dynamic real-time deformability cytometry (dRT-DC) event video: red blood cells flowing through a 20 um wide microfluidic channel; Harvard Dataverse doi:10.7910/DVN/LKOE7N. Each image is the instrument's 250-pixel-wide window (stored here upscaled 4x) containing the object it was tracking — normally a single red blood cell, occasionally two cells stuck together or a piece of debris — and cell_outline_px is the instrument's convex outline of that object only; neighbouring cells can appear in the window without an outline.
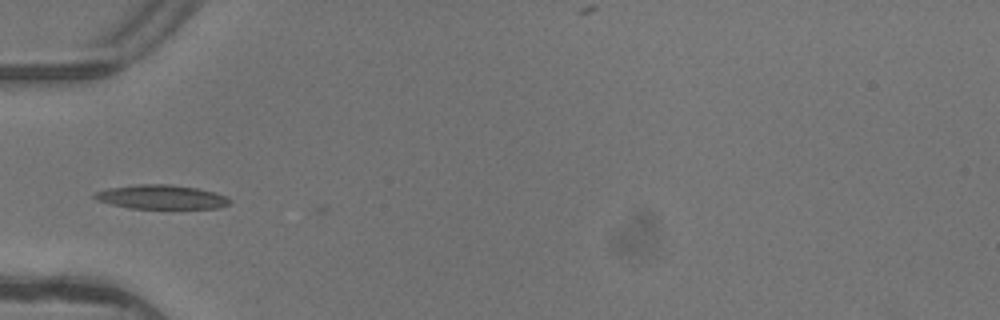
{"species": "common noctule bat (a hibernating species)", "species_latin": "Nyctalus noctula", "temperature_condition": "warm", "stored_images_in_passage": 6, "camera_frame_rate_fps": 3000, "um_per_image_px": 0.085, "animal": {"sex": "female"}, "frame": {"image": 1, "passage_image": 5, "time_ms": 1.333, "image_size_px": [1000, 320], "cell_outline_px": [[232, 200], [228, 204], [216, 208], [128, 208], [96, 200], [92, 196], [96, 192], [108, 188], [136, 184], [172, 184], [196, 188], [216, 192], [228, 196]], "centroid_in_image_um": [13.72, 16.73], "position_along_channel_um": 71.3, "area_um2": 19.02}}
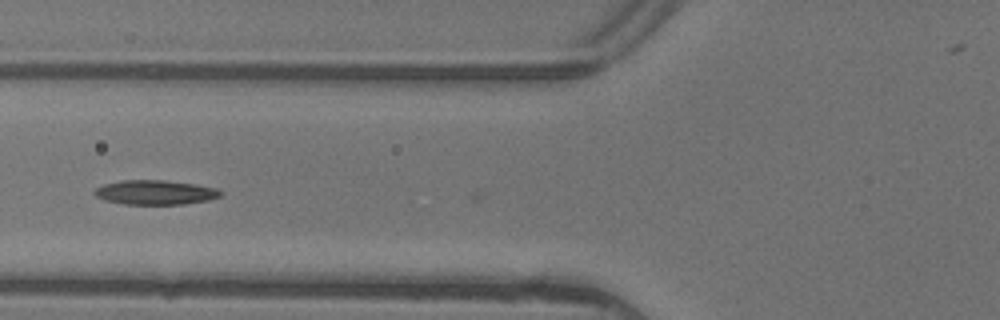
{"frame": {"image": 2, "passage_image": 6, "time_ms": 1.667, "image_size_px": [1000, 320], "cell_outline_px": [[224, 192], [220, 196], [208, 200], [184, 204], [124, 204], [104, 200], [96, 196], [92, 192], [96, 188], [104, 184], [120, 180], [164, 180], [196, 184], [216, 188]], "centroid_in_image_um": [13.19, 16.35], "position_along_channel_um": 112.6, "area_um2": 18.03}}